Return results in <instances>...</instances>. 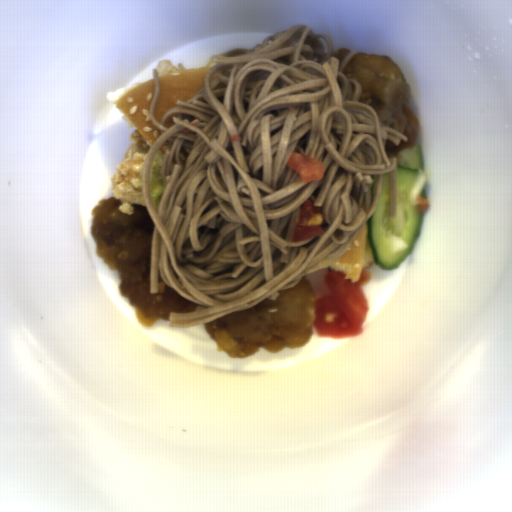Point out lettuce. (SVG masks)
Masks as SVG:
<instances>
[{
    "label": "lettuce",
    "instance_id": "1",
    "mask_svg": "<svg viewBox=\"0 0 512 512\" xmlns=\"http://www.w3.org/2000/svg\"><path fill=\"white\" fill-rule=\"evenodd\" d=\"M165 155L161 152H156L153 155L149 175V189L150 200L158 213L161 204L162 196L164 193L165 185L161 174L162 164Z\"/></svg>",
    "mask_w": 512,
    "mask_h": 512
}]
</instances>
